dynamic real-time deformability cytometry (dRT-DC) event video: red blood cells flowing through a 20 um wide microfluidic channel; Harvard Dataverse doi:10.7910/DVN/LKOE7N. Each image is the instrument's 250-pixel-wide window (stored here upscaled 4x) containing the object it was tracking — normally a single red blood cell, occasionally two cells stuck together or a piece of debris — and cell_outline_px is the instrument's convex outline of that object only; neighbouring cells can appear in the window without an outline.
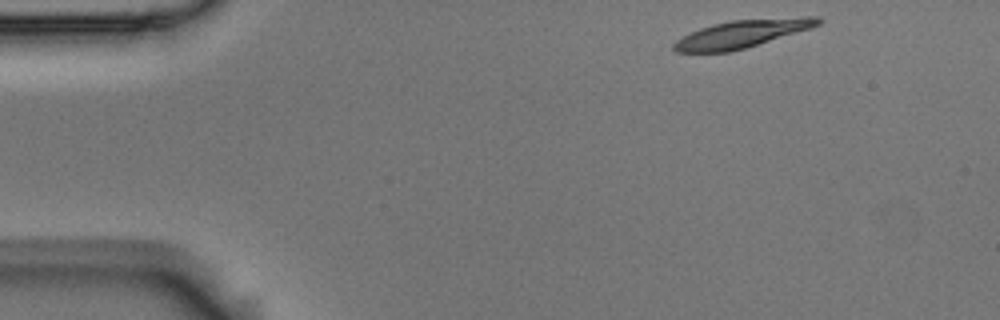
{"species": "Egyptian fruit bat (a non-hibernating species)", "species_latin": "Rousettus aegyptiacus", "temperature_condition": "room temperature", "stored_images_in_passage": 3, "camera_frame_rate_fps": 3000, "um_per_image_px": 0.085, "animal": {"sex": "male"}, "frame": {"image": 1, "passage_image": 1, "time_ms": 0.0, "image_size_px": [1000, 320], "cell_outline_px": [[820, 24], [812, 28], [732, 52], [676, 52], [672, 48], [672, 44], [676, 40], [700, 28], [712, 24], [732, 20], [804, 16], [820, 16]], "centroid_in_image_um": [63.09, 2.87], "position_along_channel_um": 21.9, "area_um2": 23.35}}
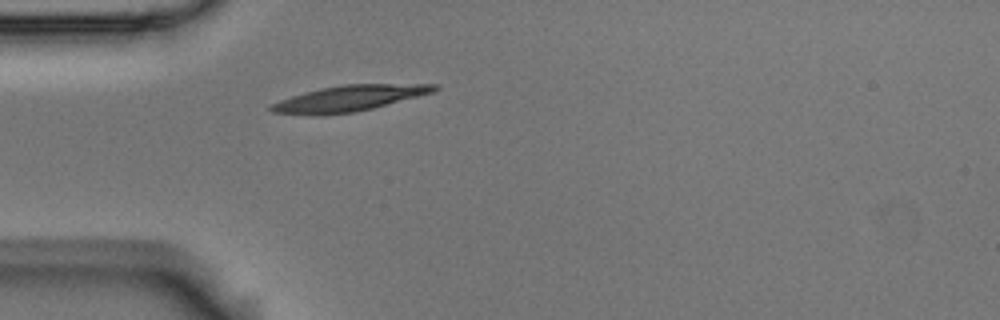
{"frame": {"image": 2, "passage_image": 3, "time_ms": 0.667, "image_size_px": [1000, 320], "cell_outline_px": [[440, 88], [432, 92], [372, 108], [356, 112], [320, 116], [272, 112], [268, 108], [272, 104], [280, 100], [304, 92], [320, 88], [344, 84], [440, 84]], "centroid_in_image_um": [29.65, 8.36], "position_along_channel_um": 55.4, "area_um2": 24.45}}